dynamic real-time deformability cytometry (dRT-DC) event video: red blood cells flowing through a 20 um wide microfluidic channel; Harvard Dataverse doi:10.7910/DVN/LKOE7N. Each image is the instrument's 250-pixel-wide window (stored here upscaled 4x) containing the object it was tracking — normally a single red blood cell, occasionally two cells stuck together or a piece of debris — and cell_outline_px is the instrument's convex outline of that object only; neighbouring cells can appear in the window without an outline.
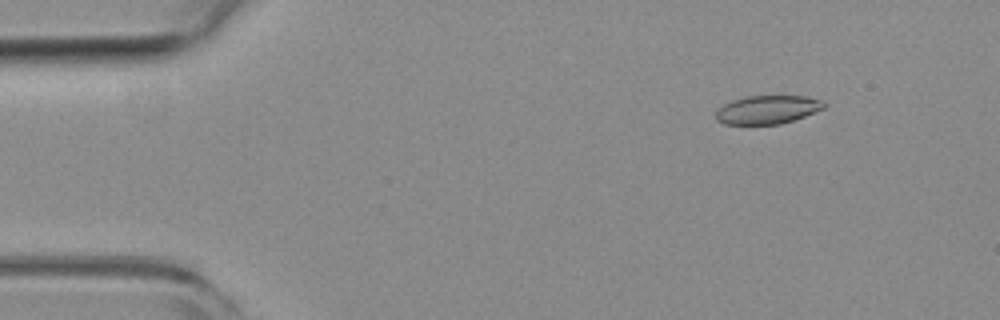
{"species": "common noctule bat (a hibernating species)", "species_latin": "Nyctalus noctula", "temperature_condition": "room temperature", "stored_images_in_passage": 52, "camera_frame_rate_fps": 3000, "um_per_image_px": 0.085, "animal": {"sex": "female", "body_mass_g": 19.3, "forearm_length_mm": 54.1}, "frame": {"image": 1, "passage_image": 4, "time_ms": 1.0, "image_size_px": [1000, 320], "cell_outline_px": [[828, 104], [824, 108], [804, 116], [780, 124], [724, 124], [716, 120], [716, 112], [724, 104], [732, 100], [748, 96], [808, 96], [824, 100]], "centroid_in_image_um": [65.27, 9.31], "position_along_channel_um": 19.7, "area_um2": 17.92}}
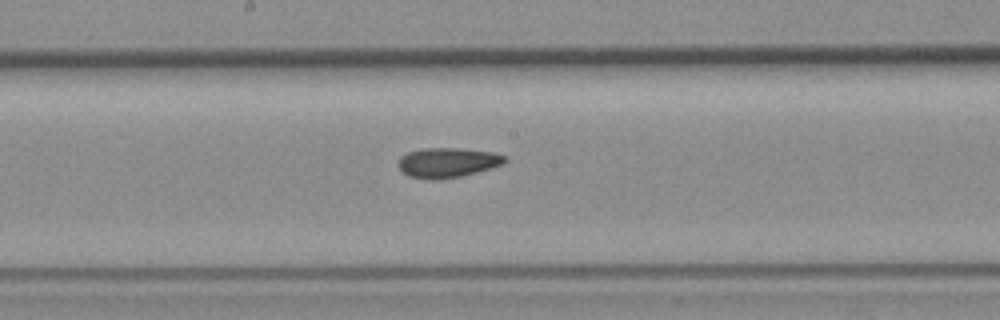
{"frame": {"image": 2, "passage_image": 26, "time_ms": 8.333, "image_size_px": [1000, 320], "cell_outline_px": [[508, 160], [504, 164], [492, 168], [460, 176], [436, 180], [432, 180], [408, 176], [396, 164], [400, 156], [408, 152], [424, 148], [456, 148], [492, 152], [508, 156]], "centroid_in_image_um": [38.05, 13.81], "position_along_channel_um": 210.1, "area_um2": 18.61}}
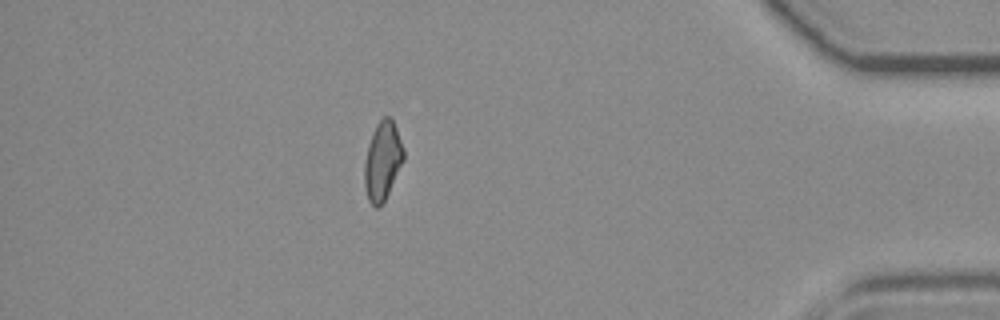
{"frame": {"image": 3, "passage_image": 45, "time_ms": 14.667, "image_size_px": [1000, 320], "cell_outline_px": [[404, 160], [384, 200], [376, 208], [368, 200], [364, 188], [364, 160], [368, 144], [372, 132], [376, 124], [384, 116], [392, 116], [404, 148]], "centroid_in_image_um": [32.51, 13.62], "position_along_channel_um": 402.7, "area_um2": 18.03}, "authors_computed_cell_mechanics": {"area_um2": 18.3515, "velocity_mm_per_s": 3.7841, "shape_relaxation_time_tau1_ms": 6.307, "shape_relaxation_time_tau2_ms": 4.9249, "deformation_change_tau1": 0.1563, "deformation_change_tau2": 0.1185}}